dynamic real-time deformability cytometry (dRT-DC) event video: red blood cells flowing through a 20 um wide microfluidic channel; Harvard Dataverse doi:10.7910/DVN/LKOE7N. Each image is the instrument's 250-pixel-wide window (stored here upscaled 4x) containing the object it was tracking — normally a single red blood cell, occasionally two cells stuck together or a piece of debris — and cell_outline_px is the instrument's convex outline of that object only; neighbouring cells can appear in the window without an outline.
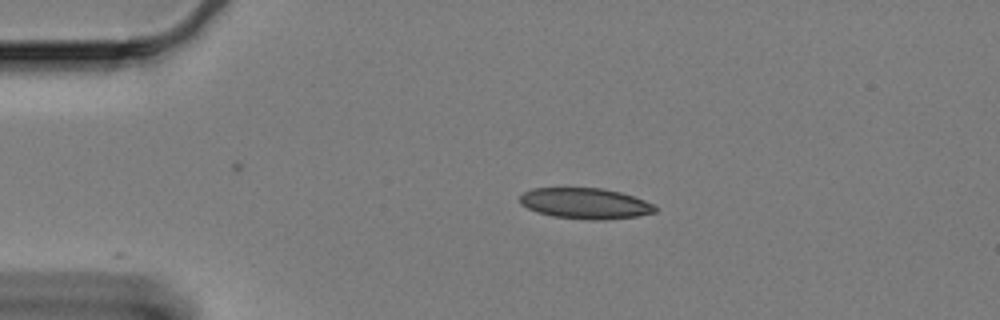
{"species": "Egyptian fruit bat (a non-hibernating species)", "species_latin": "Rousettus aegyptiacus", "temperature_condition": "cold", "stored_images_in_passage": 18, "camera_frame_rate_fps": 3000, "um_per_image_px": 0.085, "animal": {"sex": "female"}, "frame": {"image": 1, "passage_image": 1, "time_ms": 0.0, "image_size_px": [1000, 320], "cell_outline_px": [[656, 212], [636, 216], [604, 220], [588, 220], [552, 216], [528, 208], [520, 204], [520, 196], [524, 192], [532, 188], [604, 188], [620, 192], [656, 204]], "centroid_in_image_um": [49.76, 17.29], "position_along_channel_um": 35.2, "area_um2": 24.28}}
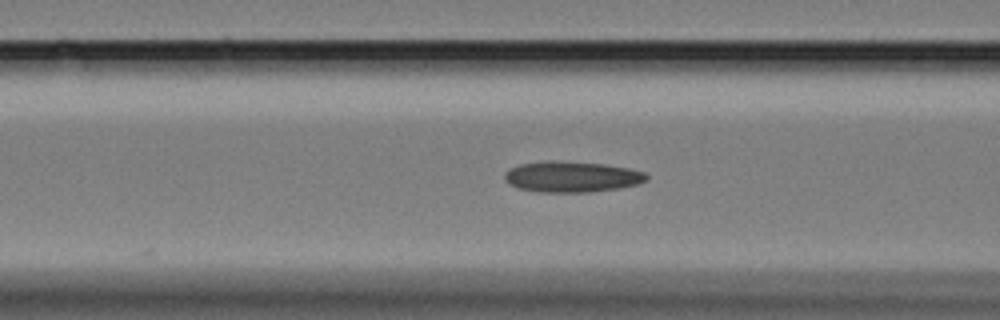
{"frame": {"image": 2, "passage_image": 12, "time_ms": 3.667, "image_size_px": [1000, 320], "cell_outline_px": [[648, 176], [644, 180], [636, 184], [620, 188], [588, 192], [536, 192], [520, 188], [508, 184], [504, 180], [504, 172], [520, 164], [544, 160], [556, 160], [604, 164], [628, 168], [644, 172]], "centroid_in_image_um": [48.54, 15.02], "position_along_channel_um": 118.1, "area_um2": 25.55}}
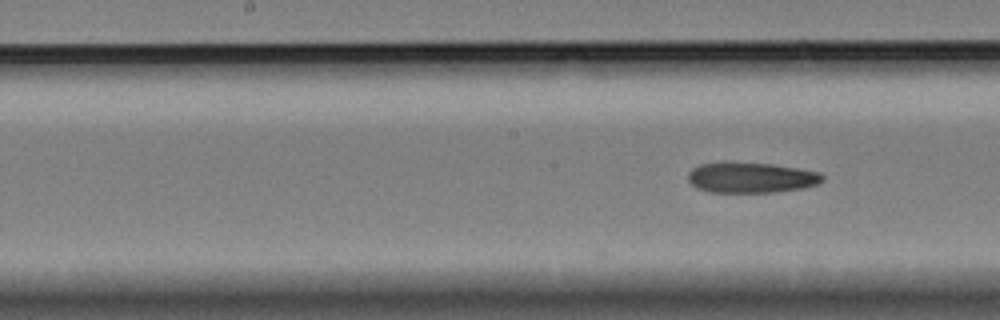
{"frame": {"image": 3, "passage_image": 18, "time_ms": 5.667, "image_size_px": [1000, 320], "cell_outline_px": [[824, 180], [816, 184], [804, 188], [776, 192], [712, 192], [700, 188], [692, 184], [688, 180], [688, 172], [692, 168], [700, 164], [724, 160], [772, 164], [820, 172], [824, 176]], "centroid_in_image_um": [63.83, 15.06], "position_along_channel_um": 184.4, "area_um2": 24.28}}